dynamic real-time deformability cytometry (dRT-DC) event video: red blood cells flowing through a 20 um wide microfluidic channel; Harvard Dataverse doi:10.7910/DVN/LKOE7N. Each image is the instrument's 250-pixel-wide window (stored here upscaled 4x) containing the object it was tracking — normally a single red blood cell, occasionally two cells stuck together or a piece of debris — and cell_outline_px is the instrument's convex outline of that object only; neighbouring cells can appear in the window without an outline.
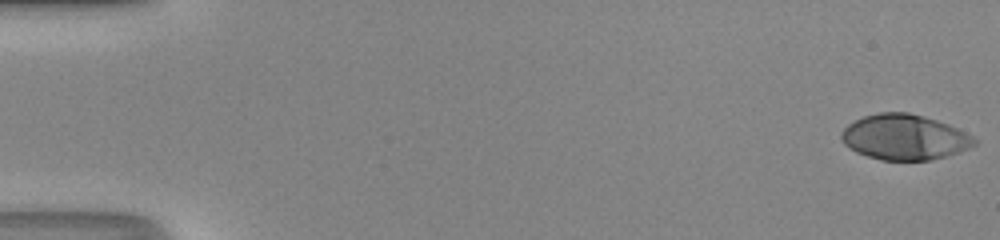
{"species": "human", "species_latin": "Homo sapiens", "temperature_condition": "room temperature", "stored_images_in_passage": 46, "camera_frame_rate_fps": 3000, "um_per_image_px": 0.085, "donor": {"sex": "male"}, "frame": {"image": 1, "passage_image": 1, "time_ms": 0.0, "image_size_px": [1000, 240], "cell_outline_px": [[976, 144], [968, 148], [944, 156], [928, 160], [880, 160], [856, 152], [848, 148], [844, 144], [840, 136], [840, 132], [848, 124], [864, 116], [880, 112], [908, 112], [936, 120], [948, 124], [972, 136], [976, 140]], "centroid_in_image_um": [76.83, 11.65], "position_along_channel_um": 8.2, "area_um2": 34.85}}
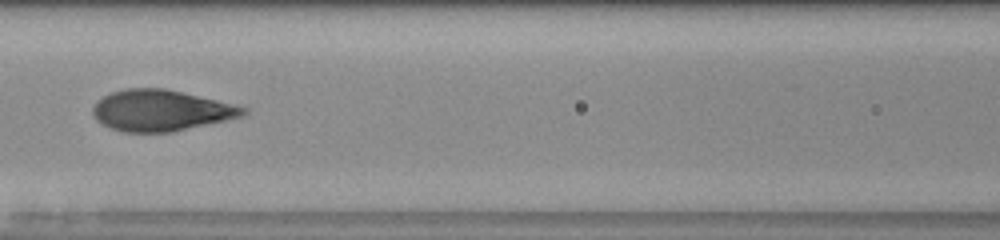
{"frame": {"image": 2, "passage_image": 24, "time_ms": 7.667, "image_size_px": [1000, 240], "cell_outline_px": [[248, 112], [244, 116], [172, 132], [124, 132], [108, 128], [96, 120], [92, 112], [92, 108], [96, 100], [112, 92], [124, 88], [164, 88], [216, 100], [248, 108]], "centroid_in_image_um": [13.64, 9.39], "position_along_channel_um": 153.0, "area_um2": 36.01}}
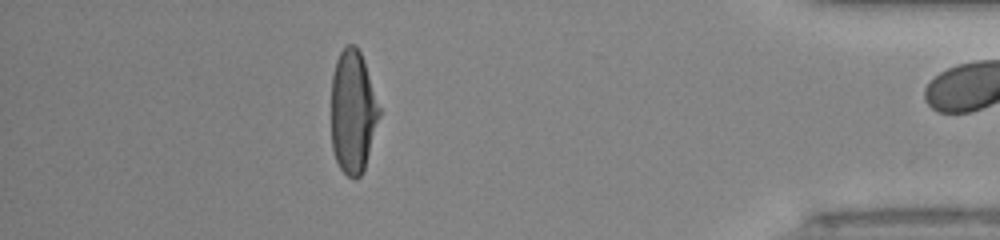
{"frame": {"image": 3, "passage_image": 45, "time_ms": 14.667, "image_size_px": [1000, 240], "cell_outline_px": [[380, 116], [364, 168], [360, 176], [348, 176], [340, 168], [336, 160], [332, 148], [332, 76], [336, 60], [340, 52], [348, 44], [356, 44], [364, 60], [380, 108]], "centroid_in_image_um": [29.99, 9.46], "position_along_channel_um": 405.2, "area_um2": 34.16}, "authors_computed_cell_mechanics": {"area_um2": 35.7493, "velocity_mm_per_s": 4.2495, "shape_relaxation_time_tau1_ms": 5.5831, "shape_relaxation_time_tau2_ms": null, "deformation_change_tau1": 0.2809, "deformation_change_tau2": null}}